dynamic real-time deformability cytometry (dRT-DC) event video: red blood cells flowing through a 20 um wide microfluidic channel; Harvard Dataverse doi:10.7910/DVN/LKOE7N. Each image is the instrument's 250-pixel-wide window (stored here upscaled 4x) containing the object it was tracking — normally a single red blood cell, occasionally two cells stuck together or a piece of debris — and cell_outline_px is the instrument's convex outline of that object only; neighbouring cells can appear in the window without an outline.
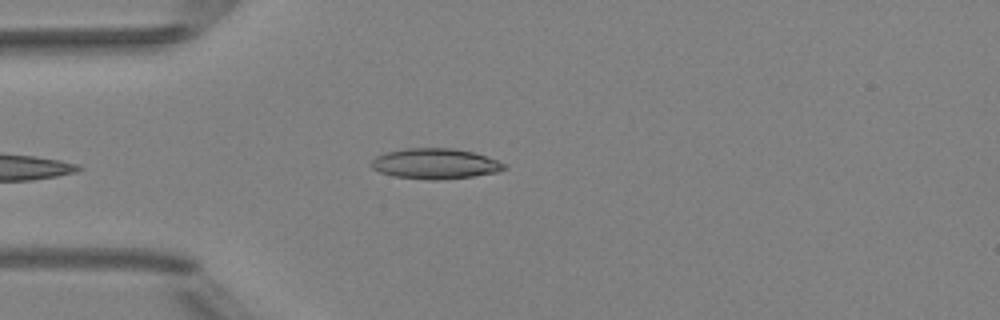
{"species": "Egyptian fruit bat (a non-hibernating species)", "species_latin": "Rousettus aegyptiacus", "temperature_condition": "room temperature", "stored_images_in_passage": 6, "camera_frame_rate_fps": 3000, "um_per_image_px": 0.085, "animal": {"sex": "female"}, "frame": {"image": 1, "passage_image": 5, "time_ms": 5.667, "image_size_px": [1000, 320], "cell_outline_px": [[508, 168], [496, 172], [472, 176], [436, 180], [428, 180], [392, 176], [380, 172], [372, 168], [372, 160], [376, 156], [384, 152], [408, 148], [452, 148], [472, 152], [496, 160], [504, 164]], "centroid_in_image_um": [36.95, 13.91], "position_along_channel_um": 48.1, "area_um2": 23.41}}